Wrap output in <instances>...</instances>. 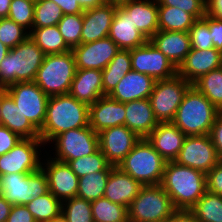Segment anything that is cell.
<instances>
[{
	"instance_id": "cell-1",
	"label": "cell",
	"mask_w": 222,
	"mask_h": 222,
	"mask_svg": "<svg viewBox=\"0 0 222 222\" xmlns=\"http://www.w3.org/2000/svg\"><path fill=\"white\" fill-rule=\"evenodd\" d=\"M160 185L176 209L190 210L207 191L205 173L175 161H166Z\"/></svg>"
},
{
	"instance_id": "cell-2",
	"label": "cell",
	"mask_w": 222,
	"mask_h": 222,
	"mask_svg": "<svg viewBox=\"0 0 222 222\" xmlns=\"http://www.w3.org/2000/svg\"><path fill=\"white\" fill-rule=\"evenodd\" d=\"M89 126V105L70 94L50 96L46 118L39 130L44 144L64 131Z\"/></svg>"
},
{
	"instance_id": "cell-3",
	"label": "cell",
	"mask_w": 222,
	"mask_h": 222,
	"mask_svg": "<svg viewBox=\"0 0 222 222\" xmlns=\"http://www.w3.org/2000/svg\"><path fill=\"white\" fill-rule=\"evenodd\" d=\"M218 109L194 86L185 93L172 123L186 136L209 135Z\"/></svg>"
},
{
	"instance_id": "cell-4",
	"label": "cell",
	"mask_w": 222,
	"mask_h": 222,
	"mask_svg": "<svg viewBox=\"0 0 222 222\" xmlns=\"http://www.w3.org/2000/svg\"><path fill=\"white\" fill-rule=\"evenodd\" d=\"M44 57V52L28 37L0 62V85L6 88L17 82L34 81Z\"/></svg>"
},
{
	"instance_id": "cell-5",
	"label": "cell",
	"mask_w": 222,
	"mask_h": 222,
	"mask_svg": "<svg viewBox=\"0 0 222 222\" xmlns=\"http://www.w3.org/2000/svg\"><path fill=\"white\" fill-rule=\"evenodd\" d=\"M166 160L147 138H141L117 166L142 186L161 184Z\"/></svg>"
},
{
	"instance_id": "cell-6",
	"label": "cell",
	"mask_w": 222,
	"mask_h": 222,
	"mask_svg": "<svg viewBox=\"0 0 222 222\" xmlns=\"http://www.w3.org/2000/svg\"><path fill=\"white\" fill-rule=\"evenodd\" d=\"M76 72L72 50L45 55L34 82L47 96L69 94Z\"/></svg>"
},
{
	"instance_id": "cell-7",
	"label": "cell",
	"mask_w": 222,
	"mask_h": 222,
	"mask_svg": "<svg viewBox=\"0 0 222 222\" xmlns=\"http://www.w3.org/2000/svg\"><path fill=\"white\" fill-rule=\"evenodd\" d=\"M176 210L160 184L142 186L127 207L129 222H166Z\"/></svg>"
},
{
	"instance_id": "cell-8",
	"label": "cell",
	"mask_w": 222,
	"mask_h": 222,
	"mask_svg": "<svg viewBox=\"0 0 222 222\" xmlns=\"http://www.w3.org/2000/svg\"><path fill=\"white\" fill-rule=\"evenodd\" d=\"M49 192L46 173H10L0 176V194L12 205H26Z\"/></svg>"
},
{
	"instance_id": "cell-9",
	"label": "cell",
	"mask_w": 222,
	"mask_h": 222,
	"mask_svg": "<svg viewBox=\"0 0 222 222\" xmlns=\"http://www.w3.org/2000/svg\"><path fill=\"white\" fill-rule=\"evenodd\" d=\"M192 84L176 74L169 79L156 80L148 98L159 123L172 122L185 93Z\"/></svg>"
},
{
	"instance_id": "cell-10",
	"label": "cell",
	"mask_w": 222,
	"mask_h": 222,
	"mask_svg": "<svg viewBox=\"0 0 222 222\" xmlns=\"http://www.w3.org/2000/svg\"><path fill=\"white\" fill-rule=\"evenodd\" d=\"M52 140L56 149L53 159L64 163L91 155L99 149V136L90 126L64 131Z\"/></svg>"
},
{
	"instance_id": "cell-11",
	"label": "cell",
	"mask_w": 222,
	"mask_h": 222,
	"mask_svg": "<svg viewBox=\"0 0 222 222\" xmlns=\"http://www.w3.org/2000/svg\"><path fill=\"white\" fill-rule=\"evenodd\" d=\"M5 92L14 100L22 114L40 130L46 118L49 96L34 81L11 84L5 88Z\"/></svg>"
},
{
	"instance_id": "cell-12",
	"label": "cell",
	"mask_w": 222,
	"mask_h": 222,
	"mask_svg": "<svg viewBox=\"0 0 222 222\" xmlns=\"http://www.w3.org/2000/svg\"><path fill=\"white\" fill-rule=\"evenodd\" d=\"M44 146L40 138H22L7 153L0 156V176L10 173H33L42 165L38 150ZM40 159V160H39Z\"/></svg>"
},
{
	"instance_id": "cell-13",
	"label": "cell",
	"mask_w": 222,
	"mask_h": 222,
	"mask_svg": "<svg viewBox=\"0 0 222 222\" xmlns=\"http://www.w3.org/2000/svg\"><path fill=\"white\" fill-rule=\"evenodd\" d=\"M174 161L207 174L221 159L210 136L200 135L186 136Z\"/></svg>"
},
{
	"instance_id": "cell-14",
	"label": "cell",
	"mask_w": 222,
	"mask_h": 222,
	"mask_svg": "<svg viewBox=\"0 0 222 222\" xmlns=\"http://www.w3.org/2000/svg\"><path fill=\"white\" fill-rule=\"evenodd\" d=\"M132 70L149 75L155 80L169 79L177 68L149 40L140 47L130 49Z\"/></svg>"
},
{
	"instance_id": "cell-15",
	"label": "cell",
	"mask_w": 222,
	"mask_h": 222,
	"mask_svg": "<svg viewBox=\"0 0 222 222\" xmlns=\"http://www.w3.org/2000/svg\"><path fill=\"white\" fill-rule=\"evenodd\" d=\"M99 149L108 163L117 167L141 139L127 126H115L98 133Z\"/></svg>"
},
{
	"instance_id": "cell-16",
	"label": "cell",
	"mask_w": 222,
	"mask_h": 222,
	"mask_svg": "<svg viewBox=\"0 0 222 222\" xmlns=\"http://www.w3.org/2000/svg\"><path fill=\"white\" fill-rule=\"evenodd\" d=\"M76 69L103 70L120 48L107 36L100 40L73 47Z\"/></svg>"
},
{
	"instance_id": "cell-17",
	"label": "cell",
	"mask_w": 222,
	"mask_h": 222,
	"mask_svg": "<svg viewBox=\"0 0 222 222\" xmlns=\"http://www.w3.org/2000/svg\"><path fill=\"white\" fill-rule=\"evenodd\" d=\"M45 164L41 168L47 175L49 191L61 202L77 197L79 177L71 167L53 158L47 160Z\"/></svg>"
},
{
	"instance_id": "cell-18",
	"label": "cell",
	"mask_w": 222,
	"mask_h": 222,
	"mask_svg": "<svg viewBox=\"0 0 222 222\" xmlns=\"http://www.w3.org/2000/svg\"><path fill=\"white\" fill-rule=\"evenodd\" d=\"M222 67V52L215 48L206 50L191 48L185 60L177 68V74L193 84L201 76Z\"/></svg>"
},
{
	"instance_id": "cell-19",
	"label": "cell",
	"mask_w": 222,
	"mask_h": 222,
	"mask_svg": "<svg viewBox=\"0 0 222 222\" xmlns=\"http://www.w3.org/2000/svg\"><path fill=\"white\" fill-rule=\"evenodd\" d=\"M125 103L110 98L100 97L89 105V126L99 132L115 126L125 125Z\"/></svg>"
},
{
	"instance_id": "cell-20",
	"label": "cell",
	"mask_w": 222,
	"mask_h": 222,
	"mask_svg": "<svg viewBox=\"0 0 222 222\" xmlns=\"http://www.w3.org/2000/svg\"><path fill=\"white\" fill-rule=\"evenodd\" d=\"M116 6L105 3L102 6L83 12L81 44L90 43L109 35Z\"/></svg>"
},
{
	"instance_id": "cell-21",
	"label": "cell",
	"mask_w": 222,
	"mask_h": 222,
	"mask_svg": "<svg viewBox=\"0 0 222 222\" xmlns=\"http://www.w3.org/2000/svg\"><path fill=\"white\" fill-rule=\"evenodd\" d=\"M108 37L123 50L143 46L148 41L122 6L116 7Z\"/></svg>"
},
{
	"instance_id": "cell-22",
	"label": "cell",
	"mask_w": 222,
	"mask_h": 222,
	"mask_svg": "<svg viewBox=\"0 0 222 222\" xmlns=\"http://www.w3.org/2000/svg\"><path fill=\"white\" fill-rule=\"evenodd\" d=\"M146 138L166 161H174L179 155L186 135L172 122H165L158 123Z\"/></svg>"
},
{
	"instance_id": "cell-23",
	"label": "cell",
	"mask_w": 222,
	"mask_h": 222,
	"mask_svg": "<svg viewBox=\"0 0 222 222\" xmlns=\"http://www.w3.org/2000/svg\"><path fill=\"white\" fill-rule=\"evenodd\" d=\"M155 82L153 77L131 70L108 96L122 103L148 99Z\"/></svg>"
},
{
	"instance_id": "cell-24",
	"label": "cell",
	"mask_w": 222,
	"mask_h": 222,
	"mask_svg": "<svg viewBox=\"0 0 222 222\" xmlns=\"http://www.w3.org/2000/svg\"><path fill=\"white\" fill-rule=\"evenodd\" d=\"M149 41L160 50L176 68L185 60L186 55L191 49L188 32L158 30Z\"/></svg>"
},
{
	"instance_id": "cell-25",
	"label": "cell",
	"mask_w": 222,
	"mask_h": 222,
	"mask_svg": "<svg viewBox=\"0 0 222 222\" xmlns=\"http://www.w3.org/2000/svg\"><path fill=\"white\" fill-rule=\"evenodd\" d=\"M69 94L87 105L95 103L103 93L102 70L76 69Z\"/></svg>"
},
{
	"instance_id": "cell-26",
	"label": "cell",
	"mask_w": 222,
	"mask_h": 222,
	"mask_svg": "<svg viewBox=\"0 0 222 222\" xmlns=\"http://www.w3.org/2000/svg\"><path fill=\"white\" fill-rule=\"evenodd\" d=\"M142 185L132 176L114 167L109 175L104 197L113 203L128 207L138 195Z\"/></svg>"
},
{
	"instance_id": "cell-27",
	"label": "cell",
	"mask_w": 222,
	"mask_h": 222,
	"mask_svg": "<svg viewBox=\"0 0 222 222\" xmlns=\"http://www.w3.org/2000/svg\"><path fill=\"white\" fill-rule=\"evenodd\" d=\"M125 126L140 138H146L158 125L149 99L125 103Z\"/></svg>"
},
{
	"instance_id": "cell-28",
	"label": "cell",
	"mask_w": 222,
	"mask_h": 222,
	"mask_svg": "<svg viewBox=\"0 0 222 222\" xmlns=\"http://www.w3.org/2000/svg\"><path fill=\"white\" fill-rule=\"evenodd\" d=\"M0 107L3 126L21 138H40L39 130L22 114L5 91L0 96Z\"/></svg>"
},
{
	"instance_id": "cell-29",
	"label": "cell",
	"mask_w": 222,
	"mask_h": 222,
	"mask_svg": "<svg viewBox=\"0 0 222 222\" xmlns=\"http://www.w3.org/2000/svg\"><path fill=\"white\" fill-rule=\"evenodd\" d=\"M135 27L149 40L158 31L157 0H133L122 6Z\"/></svg>"
},
{
	"instance_id": "cell-30",
	"label": "cell",
	"mask_w": 222,
	"mask_h": 222,
	"mask_svg": "<svg viewBox=\"0 0 222 222\" xmlns=\"http://www.w3.org/2000/svg\"><path fill=\"white\" fill-rule=\"evenodd\" d=\"M131 70L130 50L120 49L110 63L102 70L104 95H109Z\"/></svg>"
},
{
	"instance_id": "cell-31",
	"label": "cell",
	"mask_w": 222,
	"mask_h": 222,
	"mask_svg": "<svg viewBox=\"0 0 222 222\" xmlns=\"http://www.w3.org/2000/svg\"><path fill=\"white\" fill-rule=\"evenodd\" d=\"M29 31V37L45 55L60 54L71 50L64 41L57 25L43 28H32V30Z\"/></svg>"
},
{
	"instance_id": "cell-32",
	"label": "cell",
	"mask_w": 222,
	"mask_h": 222,
	"mask_svg": "<svg viewBox=\"0 0 222 222\" xmlns=\"http://www.w3.org/2000/svg\"><path fill=\"white\" fill-rule=\"evenodd\" d=\"M196 19L184 10L172 6H158V30L188 32Z\"/></svg>"
},
{
	"instance_id": "cell-33",
	"label": "cell",
	"mask_w": 222,
	"mask_h": 222,
	"mask_svg": "<svg viewBox=\"0 0 222 222\" xmlns=\"http://www.w3.org/2000/svg\"><path fill=\"white\" fill-rule=\"evenodd\" d=\"M36 222H48L61 214L62 202L50 191L26 204Z\"/></svg>"
},
{
	"instance_id": "cell-34",
	"label": "cell",
	"mask_w": 222,
	"mask_h": 222,
	"mask_svg": "<svg viewBox=\"0 0 222 222\" xmlns=\"http://www.w3.org/2000/svg\"><path fill=\"white\" fill-rule=\"evenodd\" d=\"M190 210L199 222H222V196L206 191Z\"/></svg>"
},
{
	"instance_id": "cell-35",
	"label": "cell",
	"mask_w": 222,
	"mask_h": 222,
	"mask_svg": "<svg viewBox=\"0 0 222 222\" xmlns=\"http://www.w3.org/2000/svg\"><path fill=\"white\" fill-rule=\"evenodd\" d=\"M94 222H129L127 207L105 197L91 201Z\"/></svg>"
},
{
	"instance_id": "cell-36",
	"label": "cell",
	"mask_w": 222,
	"mask_h": 222,
	"mask_svg": "<svg viewBox=\"0 0 222 222\" xmlns=\"http://www.w3.org/2000/svg\"><path fill=\"white\" fill-rule=\"evenodd\" d=\"M192 86L202 93L218 110H222V67L201 76Z\"/></svg>"
},
{
	"instance_id": "cell-37",
	"label": "cell",
	"mask_w": 222,
	"mask_h": 222,
	"mask_svg": "<svg viewBox=\"0 0 222 222\" xmlns=\"http://www.w3.org/2000/svg\"><path fill=\"white\" fill-rule=\"evenodd\" d=\"M111 171H99L79 178L77 197L93 201L104 197Z\"/></svg>"
},
{
	"instance_id": "cell-38",
	"label": "cell",
	"mask_w": 222,
	"mask_h": 222,
	"mask_svg": "<svg viewBox=\"0 0 222 222\" xmlns=\"http://www.w3.org/2000/svg\"><path fill=\"white\" fill-rule=\"evenodd\" d=\"M67 164L79 178L93 172L111 171L115 167L108 163L100 149L91 155L70 160Z\"/></svg>"
},
{
	"instance_id": "cell-39",
	"label": "cell",
	"mask_w": 222,
	"mask_h": 222,
	"mask_svg": "<svg viewBox=\"0 0 222 222\" xmlns=\"http://www.w3.org/2000/svg\"><path fill=\"white\" fill-rule=\"evenodd\" d=\"M61 8L49 0H37L34 6L33 28H43L57 25L63 18Z\"/></svg>"
},
{
	"instance_id": "cell-40",
	"label": "cell",
	"mask_w": 222,
	"mask_h": 222,
	"mask_svg": "<svg viewBox=\"0 0 222 222\" xmlns=\"http://www.w3.org/2000/svg\"><path fill=\"white\" fill-rule=\"evenodd\" d=\"M61 213L67 222H94L91 201L79 197L62 201Z\"/></svg>"
},
{
	"instance_id": "cell-41",
	"label": "cell",
	"mask_w": 222,
	"mask_h": 222,
	"mask_svg": "<svg viewBox=\"0 0 222 222\" xmlns=\"http://www.w3.org/2000/svg\"><path fill=\"white\" fill-rule=\"evenodd\" d=\"M57 27L66 44L72 49L81 44V33L83 27V15H63Z\"/></svg>"
},
{
	"instance_id": "cell-42",
	"label": "cell",
	"mask_w": 222,
	"mask_h": 222,
	"mask_svg": "<svg viewBox=\"0 0 222 222\" xmlns=\"http://www.w3.org/2000/svg\"><path fill=\"white\" fill-rule=\"evenodd\" d=\"M25 30L27 29L10 18H2L0 19V42L12 49L29 37L30 33Z\"/></svg>"
},
{
	"instance_id": "cell-43",
	"label": "cell",
	"mask_w": 222,
	"mask_h": 222,
	"mask_svg": "<svg viewBox=\"0 0 222 222\" xmlns=\"http://www.w3.org/2000/svg\"><path fill=\"white\" fill-rule=\"evenodd\" d=\"M34 0H11L8 18L25 29L33 28Z\"/></svg>"
},
{
	"instance_id": "cell-44",
	"label": "cell",
	"mask_w": 222,
	"mask_h": 222,
	"mask_svg": "<svg viewBox=\"0 0 222 222\" xmlns=\"http://www.w3.org/2000/svg\"><path fill=\"white\" fill-rule=\"evenodd\" d=\"M191 48L206 50L214 48L211 32L208 28V14L197 19L188 31Z\"/></svg>"
},
{
	"instance_id": "cell-45",
	"label": "cell",
	"mask_w": 222,
	"mask_h": 222,
	"mask_svg": "<svg viewBox=\"0 0 222 222\" xmlns=\"http://www.w3.org/2000/svg\"><path fill=\"white\" fill-rule=\"evenodd\" d=\"M158 6L178 7L190 13L196 20L206 15V0H157Z\"/></svg>"
},
{
	"instance_id": "cell-46",
	"label": "cell",
	"mask_w": 222,
	"mask_h": 222,
	"mask_svg": "<svg viewBox=\"0 0 222 222\" xmlns=\"http://www.w3.org/2000/svg\"><path fill=\"white\" fill-rule=\"evenodd\" d=\"M207 191L222 196V161L206 174Z\"/></svg>"
},
{
	"instance_id": "cell-47",
	"label": "cell",
	"mask_w": 222,
	"mask_h": 222,
	"mask_svg": "<svg viewBox=\"0 0 222 222\" xmlns=\"http://www.w3.org/2000/svg\"><path fill=\"white\" fill-rule=\"evenodd\" d=\"M22 138L7 127L0 126V156L9 152Z\"/></svg>"
},
{
	"instance_id": "cell-48",
	"label": "cell",
	"mask_w": 222,
	"mask_h": 222,
	"mask_svg": "<svg viewBox=\"0 0 222 222\" xmlns=\"http://www.w3.org/2000/svg\"><path fill=\"white\" fill-rule=\"evenodd\" d=\"M209 136L222 161V110H219Z\"/></svg>"
},
{
	"instance_id": "cell-49",
	"label": "cell",
	"mask_w": 222,
	"mask_h": 222,
	"mask_svg": "<svg viewBox=\"0 0 222 222\" xmlns=\"http://www.w3.org/2000/svg\"><path fill=\"white\" fill-rule=\"evenodd\" d=\"M208 28L211 32L214 48L222 52V20L208 15Z\"/></svg>"
},
{
	"instance_id": "cell-50",
	"label": "cell",
	"mask_w": 222,
	"mask_h": 222,
	"mask_svg": "<svg viewBox=\"0 0 222 222\" xmlns=\"http://www.w3.org/2000/svg\"><path fill=\"white\" fill-rule=\"evenodd\" d=\"M6 222H36L26 205H13Z\"/></svg>"
},
{
	"instance_id": "cell-51",
	"label": "cell",
	"mask_w": 222,
	"mask_h": 222,
	"mask_svg": "<svg viewBox=\"0 0 222 222\" xmlns=\"http://www.w3.org/2000/svg\"><path fill=\"white\" fill-rule=\"evenodd\" d=\"M55 2L64 15L83 14V9L79 5V0H49Z\"/></svg>"
},
{
	"instance_id": "cell-52",
	"label": "cell",
	"mask_w": 222,
	"mask_h": 222,
	"mask_svg": "<svg viewBox=\"0 0 222 222\" xmlns=\"http://www.w3.org/2000/svg\"><path fill=\"white\" fill-rule=\"evenodd\" d=\"M166 222H199L191 210L177 209Z\"/></svg>"
},
{
	"instance_id": "cell-53",
	"label": "cell",
	"mask_w": 222,
	"mask_h": 222,
	"mask_svg": "<svg viewBox=\"0 0 222 222\" xmlns=\"http://www.w3.org/2000/svg\"><path fill=\"white\" fill-rule=\"evenodd\" d=\"M206 14L222 20V0H206Z\"/></svg>"
},
{
	"instance_id": "cell-54",
	"label": "cell",
	"mask_w": 222,
	"mask_h": 222,
	"mask_svg": "<svg viewBox=\"0 0 222 222\" xmlns=\"http://www.w3.org/2000/svg\"><path fill=\"white\" fill-rule=\"evenodd\" d=\"M12 204H10L1 194H0V222H6L8 216L10 215Z\"/></svg>"
},
{
	"instance_id": "cell-55",
	"label": "cell",
	"mask_w": 222,
	"mask_h": 222,
	"mask_svg": "<svg viewBox=\"0 0 222 222\" xmlns=\"http://www.w3.org/2000/svg\"><path fill=\"white\" fill-rule=\"evenodd\" d=\"M105 3H107L106 0H79V5L83 11L102 6Z\"/></svg>"
},
{
	"instance_id": "cell-56",
	"label": "cell",
	"mask_w": 222,
	"mask_h": 222,
	"mask_svg": "<svg viewBox=\"0 0 222 222\" xmlns=\"http://www.w3.org/2000/svg\"><path fill=\"white\" fill-rule=\"evenodd\" d=\"M11 0H0V19L8 17Z\"/></svg>"
},
{
	"instance_id": "cell-57",
	"label": "cell",
	"mask_w": 222,
	"mask_h": 222,
	"mask_svg": "<svg viewBox=\"0 0 222 222\" xmlns=\"http://www.w3.org/2000/svg\"><path fill=\"white\" fill-rule=\"evenodd\" d=\"M106 1L107 3L112 4L113 6L120 7L133 0H106Z\"/></svg>"
},
{
	"instance_id": "cell-58",
	"label": "cell",
	"mask_w": 222,
	"mask_h": 222,
	"mask_svg": "<svg viewBox=\"0 0 222 222\" xmlns=\"http://www.w3.org/2000/svg\"><path fill=\"white\" fill-rule=\"evenodd\" d=\"M10 49L0 42V62L5 58Z\"/></svg>"
},
{
	"instance_id": "cell-59",
	"label": "cell",
	"mask_w": 222,
	"mask_h": 222,
	"mask_svg": "<svg viewBox=\"0 0 222 222\" xmlns=\"http://www.w3.org/2000/svg\"><path fill=\"white\" fill-rule=\"evenodd\" d=\"M48 222H67V219L61 213L58 217L51 219Z\"/></svg>"
},
{
	"instance_id": "cell-60",
	"label": "cell",
	"mask_w": 222,
	"mask_h": 222,
	"mask_svg": "<svg viewBox=\"0 0 222 222\" xmlns=\"http://www.w3.org/2000/svg\"><path fill=\"white\" fill-rule=\"evenodd\" d=\"M4 91H5V88L0 85V96L3 94Z\"/></svg>"
},
{
	"instance_id": "cell-61",
	"label": "cell",
	"mask_w": 222,
	"mask_h": 222,
	"mask_svg": "<svg viewBox=\"0 0 222 222\" xmlns=\"http://www.w3.org/2000/svg\"><path fill=\"white\" fill-rule=\"evenodd\" d=\"M2 125V120H1V107H0V126Z\"/></svg>"
}]
</instances>
